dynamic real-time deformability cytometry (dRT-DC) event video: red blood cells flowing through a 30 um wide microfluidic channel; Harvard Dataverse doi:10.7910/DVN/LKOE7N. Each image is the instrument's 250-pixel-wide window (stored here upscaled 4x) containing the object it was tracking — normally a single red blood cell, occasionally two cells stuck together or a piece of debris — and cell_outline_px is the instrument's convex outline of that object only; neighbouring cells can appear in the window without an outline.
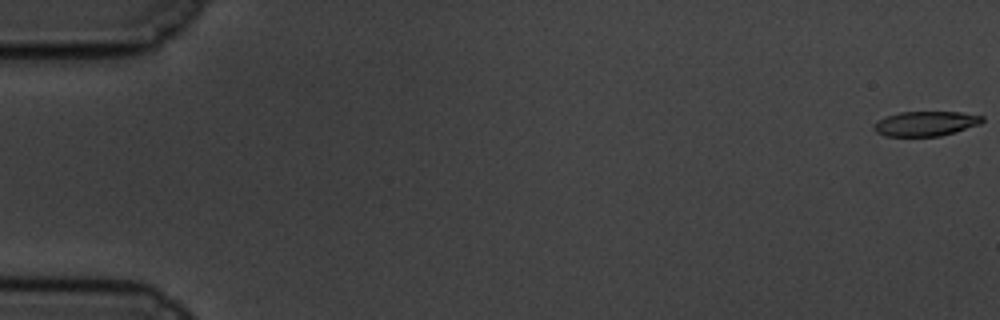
{"species": "common noctule bat (a hibernating species)", "species_latin": "Nyctalus noctula", "temperature_condition": "cold", "stored_images_in_passage": 18, "camera_frame_rate_fps": 3000, "um_per_image_px": 0.085, "animal": {"sex": "male", "body_mass_g": 19.5, "forearm_length_mm": 54.6}, "frame": {"image": 1, "passage_image": 1, "time_ms": 0.0, "image_size_px": [1000, 320], "cell_outline_px": [[984, 120], [980, 124], [956, 132], [940, 136], [884, 136], [876, 132], [872, 128], [872, 124], [888, 116], [900, 112], [960, 112], [984, 116]], "centroid_in_image_um": [78.69, 10.51], "position_along_channel_um": 6.3, "area_um2": 15.66}}
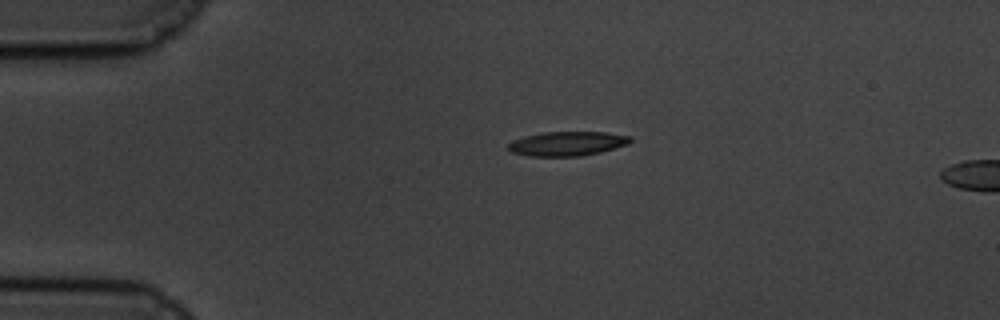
{"frame": {"image": 2, "passage_image": 14, "time_ms": 4.333, "image_size_px": [1000, 320], "cell_outline_px": [[632, 140], [628, 144], [600, 152], [580, 156], [528, 156], [512, 152], [508, 148], [508, 144], [512, 140], [524, 136], [544, 132], [608, 132], [632, 136]], "centroid_in_image_um": [48.22, 12.2], "position_along_channel_um": 36.8, "area_um2": 17.34}}